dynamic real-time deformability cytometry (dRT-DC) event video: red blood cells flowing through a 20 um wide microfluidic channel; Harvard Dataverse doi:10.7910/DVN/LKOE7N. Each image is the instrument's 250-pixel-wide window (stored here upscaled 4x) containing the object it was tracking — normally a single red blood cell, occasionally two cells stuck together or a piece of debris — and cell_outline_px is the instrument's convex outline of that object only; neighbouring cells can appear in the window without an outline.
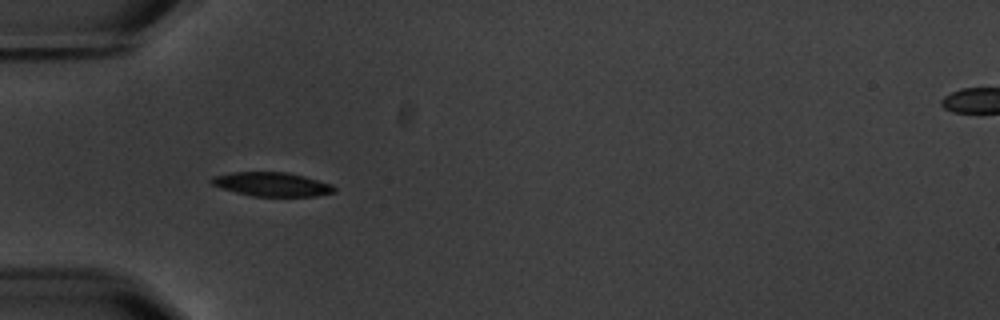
{"species": "common noctule bat (a hibernating species)", "species_latin": "Nyctalus noctula", "temperature_condition": "warm", "stored_images_in_passage": 2, "camera_frame_rate_fps": 3000, "um_per_image_px": 0.085, "animal": {"sex": "male", "body_mass_g": 20.1, "forearm_length_mm": 53.5}, "frame": {"image": 1, "passage_image": 1, "time_ms": 0.0, "image_size_px": [1000, 320], "cell_outline_px": [[336, 192], [316, 196], [252, 196], [220, 188], [212, 184], [208, 180], [212, 176], [232, 172], [288, 172], [304, 176], [332, 184], [336, 188]], "centroid_in_image_um": [23.1, 15.66], "position_along_channel_um": 61.9, "area_um2": 17.28}}